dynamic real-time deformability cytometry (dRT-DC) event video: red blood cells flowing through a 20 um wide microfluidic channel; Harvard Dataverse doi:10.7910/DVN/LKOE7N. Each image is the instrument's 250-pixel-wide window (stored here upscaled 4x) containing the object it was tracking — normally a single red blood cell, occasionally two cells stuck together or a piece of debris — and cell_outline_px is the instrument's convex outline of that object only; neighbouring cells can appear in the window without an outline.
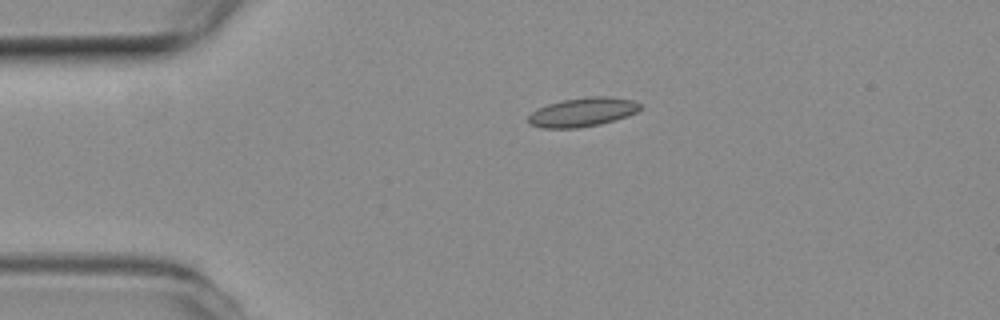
{"species": "common noctule bat (a hibernating species)", "species_latin": "Nyctalus noctula", "temperature_condition": "room temperature", "stored_images_in_passage": 2, "camera_frame_rate_fps": 3000, "um_per_image_px": 0.085, "animal": {"sex": "female", "body_mass_g": 19.3, "forearm_length_mm": 54.1}, "frame": {"image": 1, "passage_image": 1, "time_ms": 0.0, "image_size_px": [1000, 320], "cell_outline_px": [[644, 108], [628, 116], [600, 124], [576, 128], [540, 128], [528, 124], [528, 116], [532, 112], [548, 104], [564, 100], [588, 96], [612, 96], [632, 100], [640, 104]], "centroid_in_image_um": [49.54, 9.53], "position_along_channel_um": 35.5, "area_um2": 18.96}}